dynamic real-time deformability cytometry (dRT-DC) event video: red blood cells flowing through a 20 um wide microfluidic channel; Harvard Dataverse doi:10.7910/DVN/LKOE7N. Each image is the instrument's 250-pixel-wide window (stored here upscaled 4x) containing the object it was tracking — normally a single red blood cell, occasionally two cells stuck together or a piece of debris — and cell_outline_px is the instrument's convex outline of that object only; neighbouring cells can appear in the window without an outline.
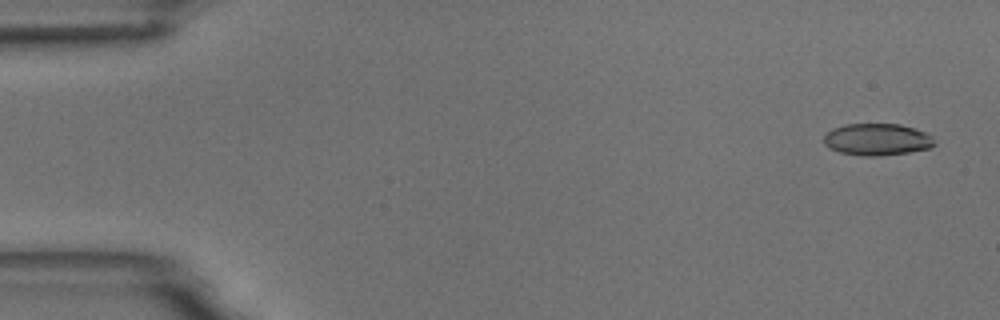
{"species": "common noctule bat (a hibernating species)", "species_latin": "Nyctalus noctula", "temperature_condition": "room temperature", "stored_images_in_passage": 6, "camera_frame_rate_fps": 3000, "um_per_image_px": 0.085, "animal": {"sex": "male", "body_mass_g": 18.8}, "frame": {"image": 1, "passage_image": 1, "time_ms": 0.0, "image_size_px": [1000, 320], "cell_outline_px": [[936, 144], [928, 148], [908, 152], [876, 156], [864, 156], [840, 152], [828, 148], [824, 144], [824, 136], [832, 128], [844, 124], [900, 124], [924, 132], [932, 136]], "centroid_in_image_um": [74.52, 11.85], "position_along_channel_um": 10.5, "area_um2": 20.46}}
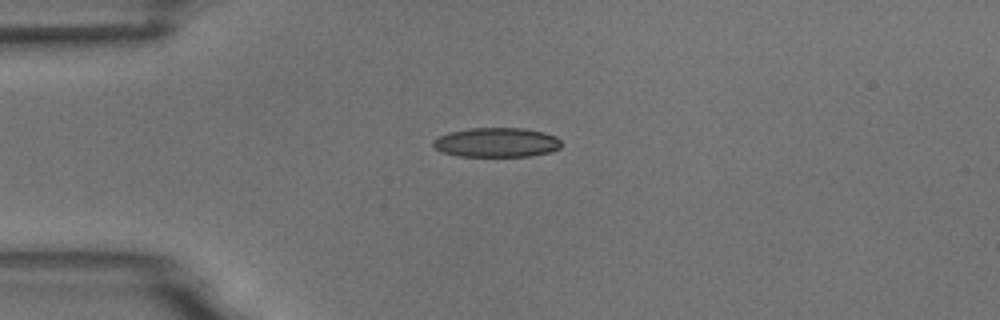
{"frame": {"image": 2, "passage_image": 4, "time_ms": 3.667, "image_size_px": [1000, 320], "cell_outline_px": [[564, 144], [560, 148], [552, 152], [528, 156], [456, 156], [444, 152], [436, 148], [432, 144], [432, 140], [448, 132], [468, 128], [524, 128], [544, 132], [556, 136]], "centroid_in_image_um": [42.25, 12.1], "position_along_channel_um": 42.8, "area_um2": 22.2}}